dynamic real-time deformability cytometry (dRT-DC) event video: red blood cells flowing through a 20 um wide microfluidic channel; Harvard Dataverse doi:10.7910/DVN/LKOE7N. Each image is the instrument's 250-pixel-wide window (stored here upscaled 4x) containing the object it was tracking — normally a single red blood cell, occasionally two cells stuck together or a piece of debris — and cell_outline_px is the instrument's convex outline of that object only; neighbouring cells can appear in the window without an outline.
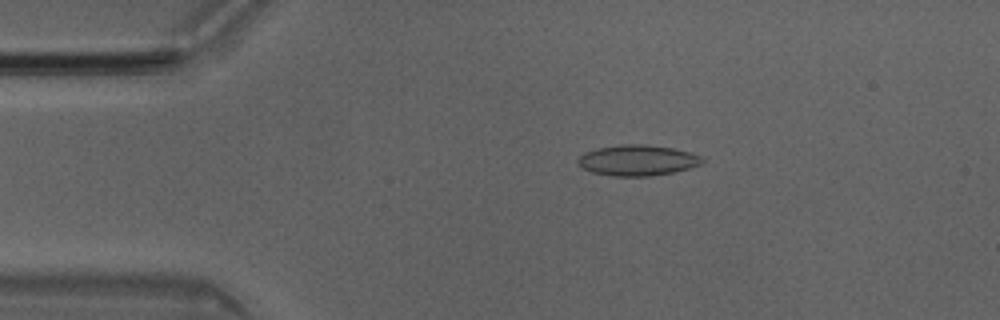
{"species": "Egyptian fruit bat (a non-hibernating species)", "species_latin": "Rousettus aegyptiacus", "temperature_condition": "room temperature", "stored_images_in_passage": 49, "camera_frame_rate_fps": 3000, "um_per_image_px": 0.085, "animal": {"sex": "male"}, "frame": {"image": 1, "passage_image": 8, "time_ms": 2.333, "image_size_px": [1000, 320], "cell_outline_px": [[704, 160], [700, 164], [676, 172], [652, 176], [616, 176], [592, 172], [584, 168], [576, 160], [584, 152], [600, 148], [620, 144], [644, 144], [672, 148], [704, 156]], "centroid_in_image_um": [54.22, 13.62], "position_along_channel_um": 30.8, "area_um2": 22.14}}
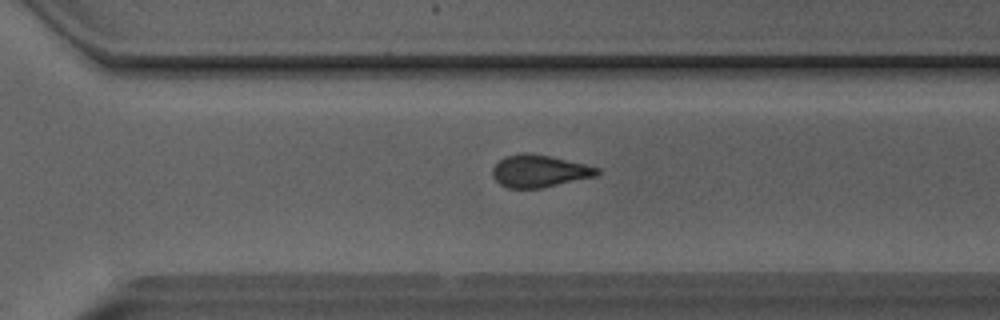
{"frame": {"image": 2, "passage_image": 33, "time_ms": 10.667, "image_size_px": [1000, 320], "cell_outline_px": [[600, 172], [596, 176], [540, 188], [508, 188], [500, 184], [492, 176], [492, 168], [504, 156], [520, 152], [524, 152], [548, 156], [584, 164], [600, 168]], "centroid_in_image_um": [45.81, 14.54], "position_along_channel_um": 324.8, "area_um2": 19.54}}
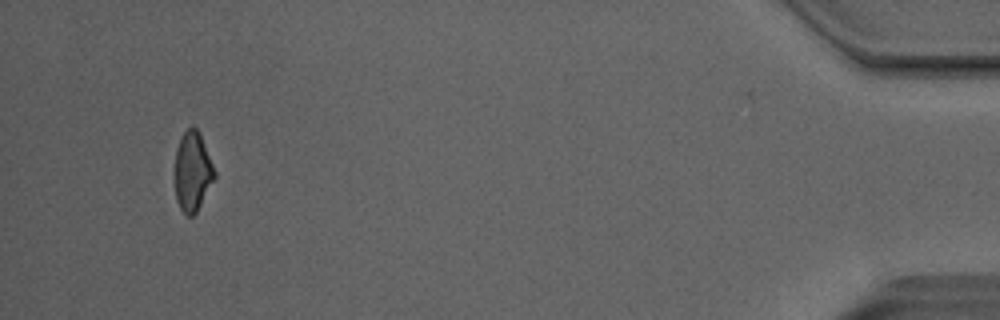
{"frame": {"image": 3, "passage_image": 46, "time_ms": 15.0, "image_size_px": [1000, 320], "cell_outline_px": [[216, 176], [196, 212], [192, 216], [188, 216], [180, 208], [176, 200], [176, 148], [180, 136], [192, 124], [200, 132], [216, 172]], "centroid_in_image_um": [16.38, 14.53], "position_along_channel_um": 418.8, "area_um2": 18.26}, "authors_computed_cell_mechanics": {"area_um2": 20.1144, "velocity_mm_per_s": 4.0595, "shape_relaxation_time_tau1_ms": null, "shape_relaxation_time_tau2_ms": 2.3067, "deformation_change_tau1": null, "deformation_change_tau2": 0.0839}}